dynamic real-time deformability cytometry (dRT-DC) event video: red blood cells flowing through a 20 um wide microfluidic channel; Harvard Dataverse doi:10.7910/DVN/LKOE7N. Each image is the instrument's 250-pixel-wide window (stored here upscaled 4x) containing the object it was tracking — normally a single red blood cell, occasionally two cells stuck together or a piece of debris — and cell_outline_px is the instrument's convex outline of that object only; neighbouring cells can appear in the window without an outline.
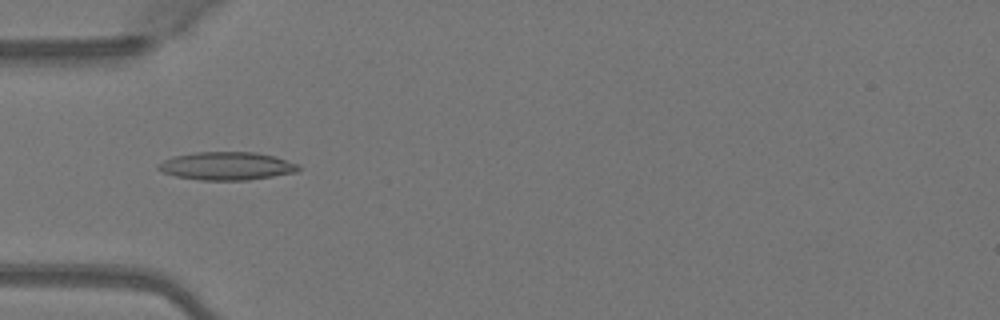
{"species": "Egyptian fruit bat (a non-hibernating species)", "species_latin": "Rousettus aegyptiacus", "temperature_condition": "warm", "stored_images_in_passage": 43, "camera_frame_rate_fps": 3000, "um_per_image_px": 0.085, "animal": {"sex": "female"}, "frame": {"image": 1, "passage_image": 16, "time_ms": 5.0, "image_size_px": [1000, 320], "cell_outline_px": [[300, 168], [296, 172], [248, 180], [200, 180], [176, 176], [164, 172], [156, 168], [156, 164], [172, 156], [196, 152], [256, 152], [272, 156], [300, 164]], "centroid_in_image_um": [19.24, 14.1], "position_along_channel_um": 65.8, "area_um2": 22.89}}
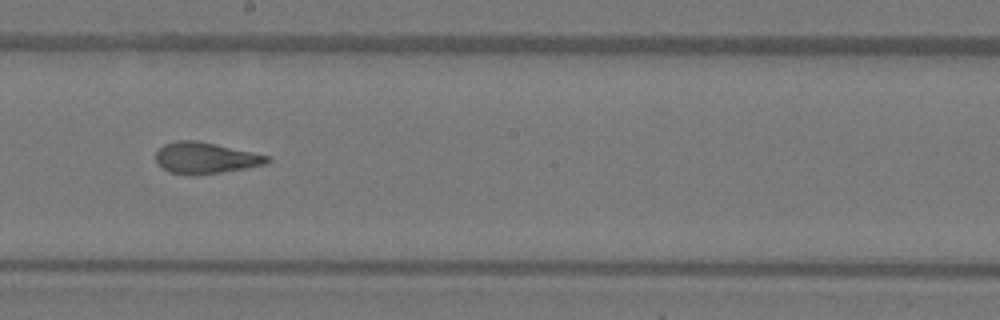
{"frame": {"image": 2, "passage_image": 28, "time_ms": 9.0, "image_size_px": [1000, 320], "cell_outline_px": [[272, 160], [268, 164], [220, 172], [168, 172], [156, 160], [156, 152], [164, 144], [176, 140], [196, 140], [216, 144], [252, 152], [268, 156]], "centroid_in_image_um": [17.5, 13.38], "position_along_channel_um": 230.7, "area_um2": 19.48}}
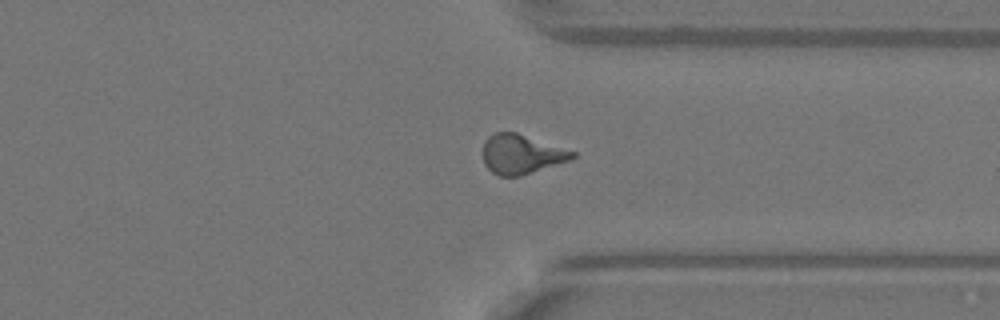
{"frame": {"image": 3, "passage_image": 38, "time_ms": 12.333, "image_size_px": [1000, 320], "cell_outline_px": [[576, 156], [568, 160], [520, 176], [500, 176], [492, 172], [484, 164], [484, 140], [488, 136], [496, 132], [516, 132], [576, 152]], "centroid_in_image_um": [44.29, 13.1], "position_along_channel_um": 367.1, "area_um2": 20.23}, "authors_computed_cell_mechanics": {"area_um2": 20.5768, "velocity_mm_per_s": 4.1138, "shape_relaxation_time_tau1_ms": null, "shape_relaxation_time_tau2_ms": 1.0867, "deformation_change_tau1": null, "deformation_change_tau2": 0.0868}}